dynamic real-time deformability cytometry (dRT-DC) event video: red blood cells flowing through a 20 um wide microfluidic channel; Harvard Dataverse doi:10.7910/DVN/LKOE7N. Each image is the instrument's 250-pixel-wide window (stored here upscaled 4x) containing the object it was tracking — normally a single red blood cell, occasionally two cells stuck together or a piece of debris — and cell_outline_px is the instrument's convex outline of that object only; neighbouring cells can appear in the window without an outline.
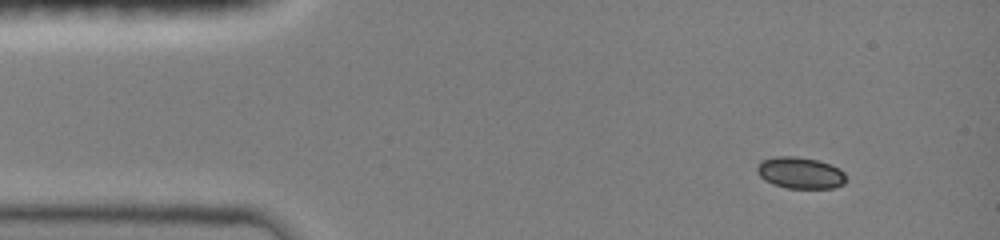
{"species": "common noctule bat (a hibernating species)", "species_latin": "Nyctalus noctula", "temperature_condition": "room temperature", "stored_images_in_passage": 8, "camera_frame_rate_fps": 3000, "um_per_image_px": 0.085, "animal": {"sex": "female", "body_mass_g": 19.0, "forearm_length_mm": 51.5}, "frame": {"image": 1, "passage_image": 1, "time_ms": 0.0, "image_size_px": [1000, 240], "cell_outline_px": [[844, 184], [832, 188], [788, 188], [772, 184], [764, 180], [760, 176], [756, 168], [756, 164], [760, 160], [776, 156], [796, 156], [820, 160], [840, 168], [844, 172]], "centroid_in_image_um": [67.99, 14.67], "position_along_channel_um": 17.0, "area_um2": 16.53}}
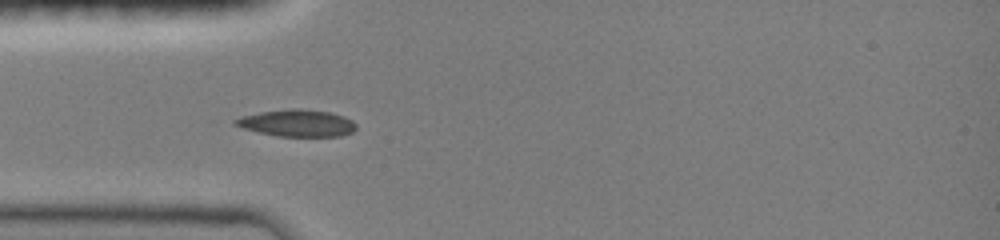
{"frame": {"image": 2, "passage_image": 5, "time_ms": 1.333, "image_size_px": [1000, 240], "cell_outline_px": [[356, 128], [352, 132], [340, 136], [276, 136], [244, 128], [232, 124], [232, 120], [240, 116], [260, 112], [292, 108], [300, 108], [328, 112], [344, 116], [352, 120], [356, 124]], "centroid_in_image_um": [25.23, 10.45], "position_along_channel_um": 59.8, "area_um2": 18.96}}
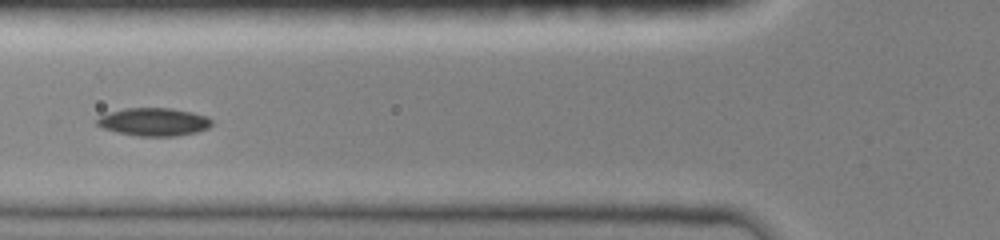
{"frame": {"image": 3, "passage_image": 7, "time_ms": 2.0, "image_size_px": [1000, 240], "cell_outline_px": [[212, 124], [208, 128], [196, 132], [176, 136], [136, 136], [116, 132], [104, 128], [96, 124], [96, 120], [100, 116], [108, 112], [124, 108], [172, 108], [192, 112], [208, 116], [212, 120]], "centroid_in_image_um": [13.08, 10.36], "position_along_channel_um": 112.7, "area_um2": 18.84}}